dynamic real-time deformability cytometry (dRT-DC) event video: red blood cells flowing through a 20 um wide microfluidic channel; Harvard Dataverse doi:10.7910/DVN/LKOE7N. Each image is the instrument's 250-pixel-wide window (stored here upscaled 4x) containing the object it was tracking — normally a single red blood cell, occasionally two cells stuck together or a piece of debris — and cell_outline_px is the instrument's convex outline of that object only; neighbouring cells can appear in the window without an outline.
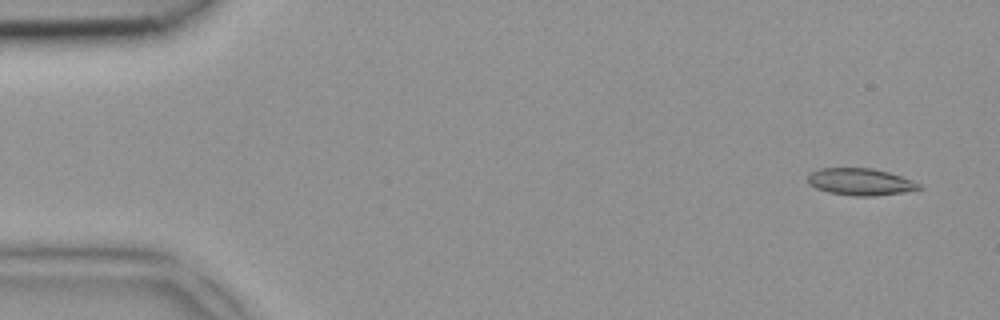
{"species": "common noctule bat (a hibernating species)", "species_latin": "Nyctalus noctula", "temperature_condition": "room temperature", "stored_images_in_passage": 4, "camera_frame_rate_fps": 3000, "um_per_image_px": 0.085, "animal": {"sex": "female", "body_mass_g": 18.4}, "frame": {"image": 1, "passage_image": 1, "time_ms": 0.0, "image_size_px": [1000, 320], "cell_outline_px": [[924, 188], [900, 192], [872, 196], [856, 196], [828, 192], [816, 188], [808, 184], [808, 176], [812, 172], [820, 168], [872, 168], [888, 172], [912, 180], [920, 184]], "centroid_in_image_um": [73.11, 15.45], "position_along_channel_um": 11.9, "area_um2": 17.28}}